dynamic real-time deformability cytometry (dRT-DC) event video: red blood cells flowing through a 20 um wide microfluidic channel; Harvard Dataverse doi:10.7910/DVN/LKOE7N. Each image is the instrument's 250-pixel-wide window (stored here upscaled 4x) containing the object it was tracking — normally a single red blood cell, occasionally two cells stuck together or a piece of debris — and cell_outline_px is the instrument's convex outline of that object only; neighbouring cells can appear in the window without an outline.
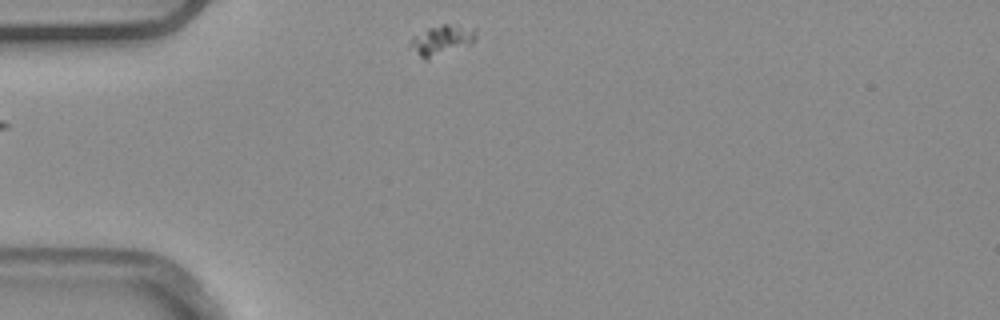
{"species": "common noctule bat (a hibernating species)", "species_latin": "Nyctalus noctula", "temperature_condition": "warm", "stored_images_in_passage": 4, "camera_frame_rate_fps": 3000, "um_per_image_px": 0.085, "animal": {"sex": "male", "body_mass_g": 20.4}, "frame": {"image": 1, "passage_image": 1, "time_ms": 0.0, "image_size_px": [1000, 320], "cell_outline_px": [[476, 40], [472, 44], [428, 60], [424, 60], [408, 48], [408, 44], [412, 36], [428, 28], [444, 24], [448, 24], [476, 28]], "centroid_in_image_um": [37.52, 3.44], "position_along_channel_um": 47.5, "area_um2": 11.91}}